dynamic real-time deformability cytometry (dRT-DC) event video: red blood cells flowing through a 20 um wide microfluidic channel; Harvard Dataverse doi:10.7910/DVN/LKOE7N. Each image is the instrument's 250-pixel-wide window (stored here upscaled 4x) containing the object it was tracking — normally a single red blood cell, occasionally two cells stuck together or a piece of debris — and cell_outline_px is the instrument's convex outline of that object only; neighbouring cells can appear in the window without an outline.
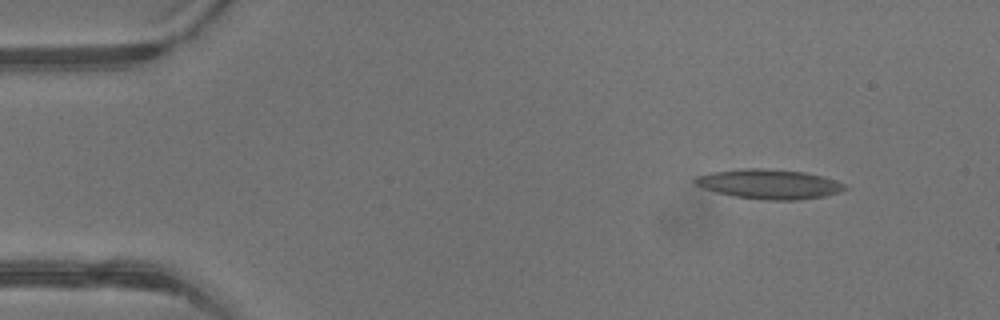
{"species": "common noctule bat (a hibernating species)", "species_latin": "Nyctalus noctula", "temperature_condition": "warm", "stored_images_in_passage": 3, "camera_frame_rate_fps": 3000, "um_per_image_px": 0.085, "animal": {"sex": "male", "body_mass_g": 13.3}, "frame": {"image": 1, "passage_image": 1, "time_ms": 0.0, "image_size_px": [1000, 320], "cell_outline_px": [[848, 188], [840, 192], [824, 196], [796, 200], [768, 200], [736, 196], [716, 192], [704, 188], [696, 184], [692, 180], [696, 176], [712, 172], [744, 168], [760, 168], [804, 172], [824, 176], [836, 180], [844, 184]], "centroid_in_image_um": [65.4, 15.64], "position_along_channel_um": 19.6, "area_um2": 25.72}}